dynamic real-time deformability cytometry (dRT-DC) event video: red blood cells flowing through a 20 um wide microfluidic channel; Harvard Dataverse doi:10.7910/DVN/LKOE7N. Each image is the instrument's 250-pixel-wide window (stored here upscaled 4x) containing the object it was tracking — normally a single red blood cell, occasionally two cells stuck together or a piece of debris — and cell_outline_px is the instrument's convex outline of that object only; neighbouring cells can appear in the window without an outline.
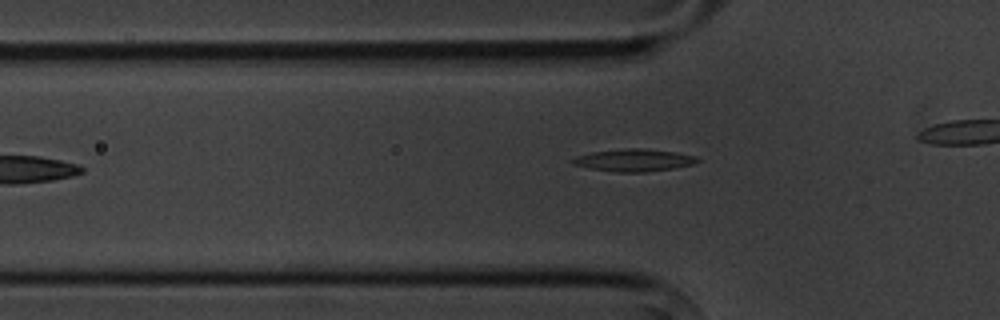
{"species": "common noctule bat (a hibernating species)", "species_latin": "Nyctalus noctula", "temperature_condition": "cold", "stored_images_in_passage": 6, "camera_frame_rate_fps": 3000, "um_per_image_px": 0.085, "animal": {"sex": "male", "body_mass_g": 20.1, "forearm_length_mm": 53.5}, "frame": {"image": 1, "passage_image": 6, "time_ms": 5.667, "image_size_px": [1000, 320], "cell_outline_px": [[700, 160], [692, 164], [672, 168], [648, 172], [616, 172], [588, 168], [572, 164], [568, 160], [576, 156], [592, 152], [624, 148], [644, 148], [676, 152], [696, 156]], "centroid_in_image_um": [53.83, 13.61], "position_along_channel_um": 72.0, "area_um2": 16.36}}